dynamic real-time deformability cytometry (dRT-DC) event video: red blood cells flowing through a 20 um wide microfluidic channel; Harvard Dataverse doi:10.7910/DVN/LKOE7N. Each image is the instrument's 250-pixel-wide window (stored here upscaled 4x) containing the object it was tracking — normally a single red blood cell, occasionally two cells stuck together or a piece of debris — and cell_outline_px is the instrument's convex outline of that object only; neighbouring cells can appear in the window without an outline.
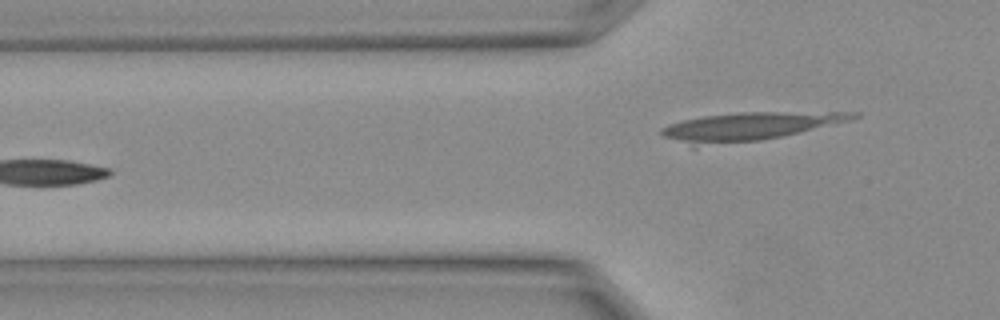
{"species": "Egyptian fruit bat (a non-hibernating species)", "species_latin": "Rousettus aegyptiacus", "temperature_condition": "warm", "stored_images_in_passage": 12, "camera_frame_rate_fps": 3000, "um_per_image_px": 0.085, "animal": {"sex": "female"}, "frame": {"image": 1, "passage_image": 12, "time_ms": 3.667, "image_size_px": [1000, 320], "cell_outline_px": [[860, 116], [852, 120], [784, 136], [760, 140], [696, 148], [692, 148], [664, 136], [660, 132], [660, 128], [668, 124], [684, 120], [704, 116], [740, 112], [860, 112]], "centroid_in_image_um": [63.63, 10.77], "position_along_channel_um": 62.2, "area_um2": 31.91}}